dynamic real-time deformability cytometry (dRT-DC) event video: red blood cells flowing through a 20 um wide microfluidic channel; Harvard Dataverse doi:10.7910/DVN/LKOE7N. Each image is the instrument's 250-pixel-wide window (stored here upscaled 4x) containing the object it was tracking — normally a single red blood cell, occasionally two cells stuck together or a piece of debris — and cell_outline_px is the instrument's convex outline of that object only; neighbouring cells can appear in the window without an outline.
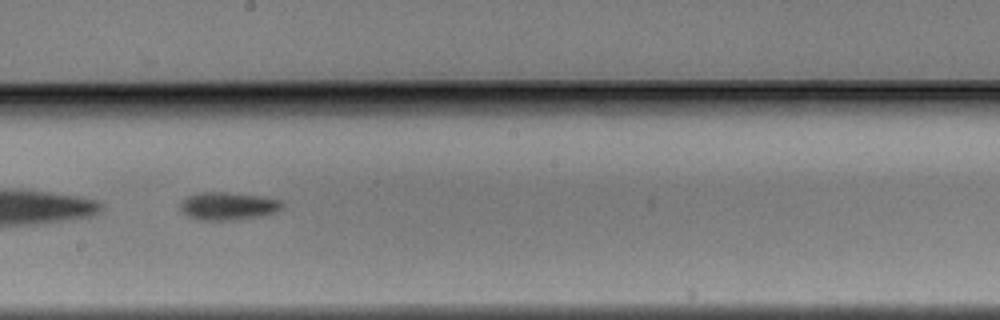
{"species": "Egyptian fruit bat (a non-hibernating species)", "species_latin": "Rousettus aegyptiacus", "temperature_condition": "warm", "stored_images_in_passage": 37, "camera_frame_rate_fps": 3000, "um_per_image_px": 0.085, "animal": {"sex": "male"}, "frame": {"image": 1, "passage_image": 16, "time_ms": 5.0, "image_size_px": [1000, 320], "cell_outline_px": [[284, 208], [276, 212], [264, 216], [232, 220], [200, 220], [188, 216], [180, 208], [180, 204], [188, 196], [200, 192], [224, 192], [260, 196], [284, 200]], "centroid_in_image_um": [19.46, 17.52], "position_along_channel_um": 228.7, "area_um2": 16.65}}
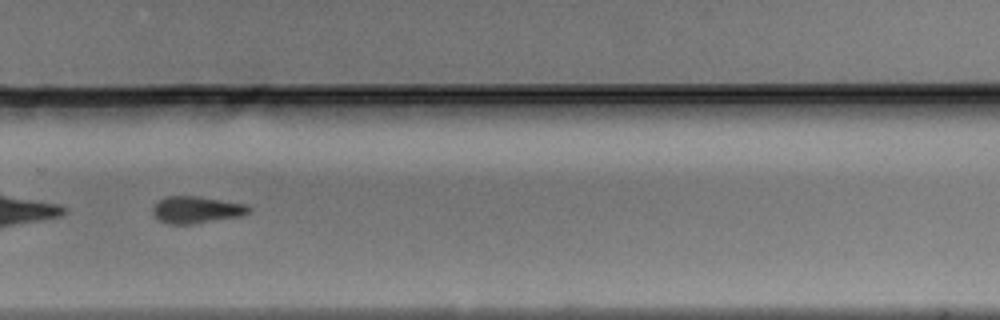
{"frame": {"image": 2, "passage_image": 22, "time_ms": 7.0, "image_size_px": [1000, 320], "cell_outline_px": [[252, 208], [248, 212], [240, 216], [192, 224], [168, 224], [160, 220], [152, 212], [152, 208], [156, 200], [164, 196], [200, 196], [248, 204]], "centroid_in_image_um": [16.68, 17.81], "position_along_channel_um": 313.1, "area_um2": 15.26}}
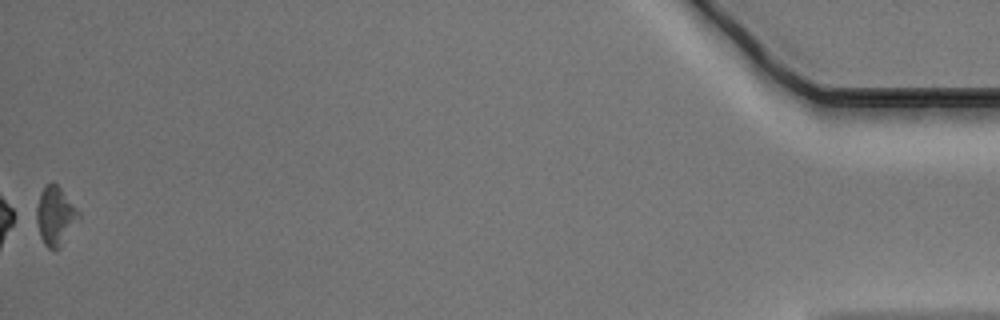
{"frame": {"image": 3, "passage_image": 37, "time_ms": 12.0, "image_size_px": [1000, 320], "cell_outline_px": [[80, 220], [60, 248], [48, 248], [44, 244], [40, 236], [36, 220], [36, 208], [40, 196], [44, 188], [48, 184], [56, 184], [60, 188], [80, 212]], "centroid_in_image_um": [4.73, 18.4], "position_along_channel_um": 430.5, "area_um2": 14.28}}